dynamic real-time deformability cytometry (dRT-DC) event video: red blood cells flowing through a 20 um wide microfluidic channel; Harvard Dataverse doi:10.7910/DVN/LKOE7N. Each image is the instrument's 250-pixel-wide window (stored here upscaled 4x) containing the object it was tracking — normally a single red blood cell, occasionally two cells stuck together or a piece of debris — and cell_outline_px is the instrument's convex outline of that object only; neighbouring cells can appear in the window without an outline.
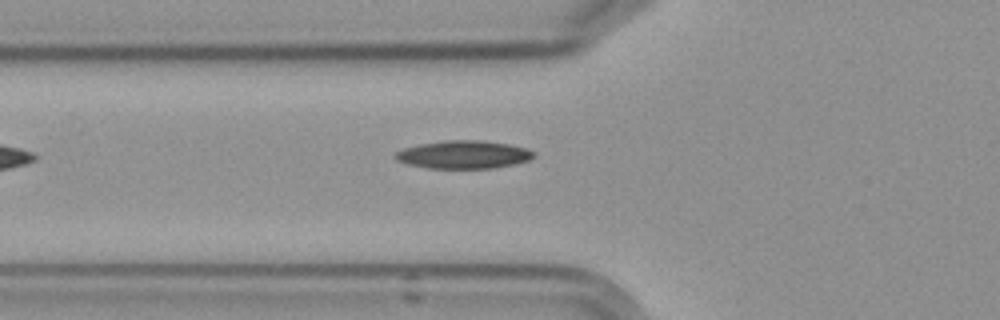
{"species": "Egyptian fruit bat (a non-hibernating species)", "species_latin": "Rousettus aegyptiacus", "temperature_condition": "cold", "stored_images_in_passage": 7, "camera_frame_rate_fps": 3000, "um_per_image_px": 0.085, "frame": {"image": 1, "passage_image": 7, "time_ms": 6.667, "image_size_px": [1000, 320], "cell_outline_px": [[536, 156], [528, 160], [512, 164], [492, 168], [428, 168], [408, 164], [396, 160], [392, 156], [396, 152], [404, 148], [420, 144], [444, 140], [484, 140], [508, 144], [528, 148], [536, 152]], "centroid_in_image_um": [39.41, 13.13], "position_along_channel_um": 86.4, "area_um2": 22.66}}